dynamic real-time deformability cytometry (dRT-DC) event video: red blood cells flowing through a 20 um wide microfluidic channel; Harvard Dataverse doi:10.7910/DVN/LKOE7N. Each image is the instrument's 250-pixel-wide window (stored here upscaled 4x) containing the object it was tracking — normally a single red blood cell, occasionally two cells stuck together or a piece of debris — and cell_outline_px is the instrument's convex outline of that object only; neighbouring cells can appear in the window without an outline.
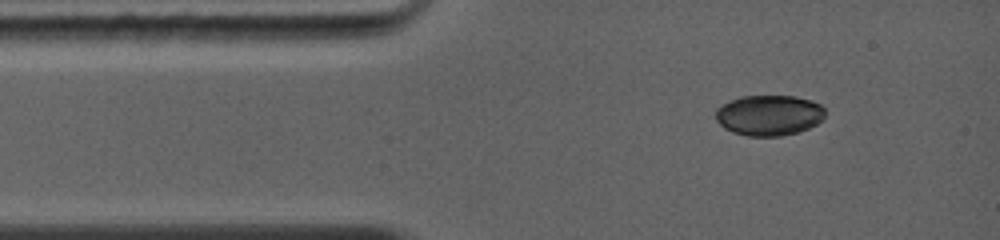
{"species": "common noctule bat (a hibernating species)", "species_latin": "Nyctalus noctula", "temperature_condition": "warm", "stored_images_in_passage": 3, "camera_frame_rate_fps": 5000, "um_per_image_px": 0.085, "animal": {"sex": "female", "body_mass_g": 19.0, "forearm_length_mm": 56.7}, "frame": {"image": 1, "passage_image": 2, "time_ms": 1.2, "image_size_px": [1000, 240], "cell_outline_px": [[824, 116], [816, 124], [800, 132], [780, 136], [748, 136], [732, 132], [724, 128], [716, 120], [716, 108], [740, 96], [796, 96], [812, 100], [820, 104], [824, 108]], "centroid_in_image_um": [65.37, 9.8], "position_along_channel_um": 19.6, "area_um2": 25.89}}